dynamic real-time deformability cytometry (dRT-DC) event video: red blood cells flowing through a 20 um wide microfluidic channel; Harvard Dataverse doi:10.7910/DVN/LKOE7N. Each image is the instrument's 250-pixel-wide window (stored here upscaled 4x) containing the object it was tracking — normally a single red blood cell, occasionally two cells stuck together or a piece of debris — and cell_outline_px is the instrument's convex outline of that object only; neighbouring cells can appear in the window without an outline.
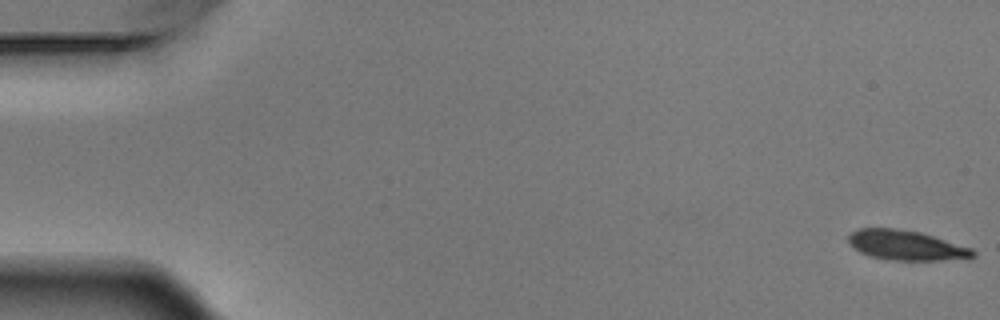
{"species": "Egyptian fruit bat (a non-hibernating species)", "species_latin": "Rousettus aegyptiacus", "temperature_condition": "warm", "stored_images_in_passage": 5, "camera_frame_rate_fps": 3000, "um_per_image_px": 0.085, "animal": {"sex": "male"}, "frame": {"image": 1, "passage_image": 1, "time_ms": 0.0, "image_size_px": [1000, 320], "cell_outline_px": [[976, 256], [972, 260], [888, 260], [872, 256], [860, 252], [848, 244], [844, 236], [848, 232], [860, 228], [900, 228], [920, 232], [972, 248], [976, 252]], "centroid_in_image_um": [77.02, 20.85], "position_along_channel_um": 8.0, "area_um2": 22.31}}
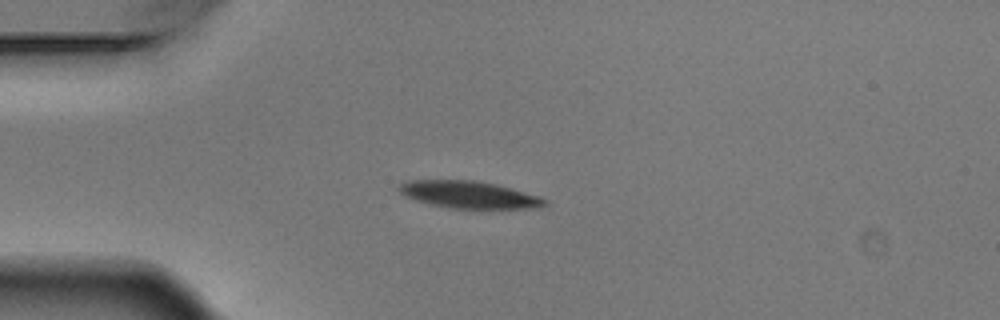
{"frame": {"image": 2, "passage_image": 5, "time_ms": 1.333, "image_size_px": [1000, 320], "cell_outline_px": [[548, 204], [540, 208], [448, 208], [416, 200], [404, 196], [396, 188], [400, 184], [408, 180], [472, 180], [496, 184], [540, 196], [548, 200]], "centroid_in_image_um": [39.88, 16.54], "position_along_channel_um": 45.1, "area_um2": 23.06}}